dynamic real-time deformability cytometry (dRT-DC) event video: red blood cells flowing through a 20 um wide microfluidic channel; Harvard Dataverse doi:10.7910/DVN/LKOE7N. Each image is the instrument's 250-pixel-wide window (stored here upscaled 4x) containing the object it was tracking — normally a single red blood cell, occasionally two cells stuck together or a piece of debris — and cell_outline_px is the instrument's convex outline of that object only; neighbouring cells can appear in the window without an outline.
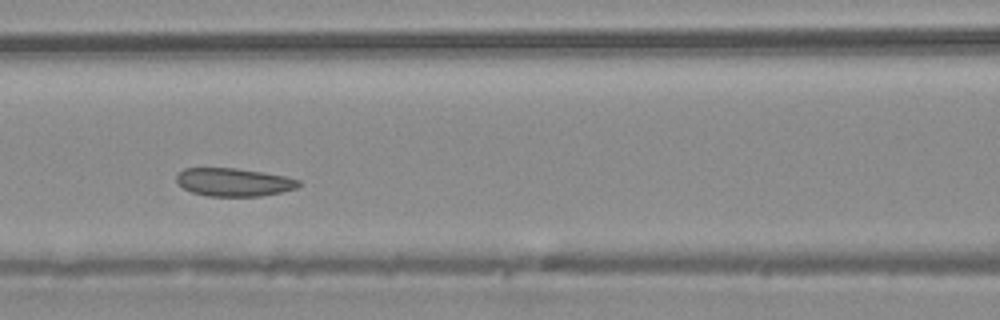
{"species": "common noctule bat (a hibernating species)", "species_latin": "Nyctalus noctula", "temperature_condition": "warm", "stored_images_in_passage": 15, "camera_frame_rate_fps": 3000, "um_per_image_px": 0.085, "animal": {"sex": "male", "body_mass_g": 20.4}, "frame": {"image": 1, "passage_image": 9, "time_ms": 2.667, "image_size_px": [1000, 320], "cell_outline_px": [[300, 184], [296, 188], [280, 192], [260, 196], [208, 196], [192, 192], [184, 188], [176, 180], [176, 176], [184, 168], [236, 168], [288, 176], [300, 180]], "centroid_in_image_um": [19.89, 15.48], "position_along_channel_um": 146.7, "area_um2": 19.94}}